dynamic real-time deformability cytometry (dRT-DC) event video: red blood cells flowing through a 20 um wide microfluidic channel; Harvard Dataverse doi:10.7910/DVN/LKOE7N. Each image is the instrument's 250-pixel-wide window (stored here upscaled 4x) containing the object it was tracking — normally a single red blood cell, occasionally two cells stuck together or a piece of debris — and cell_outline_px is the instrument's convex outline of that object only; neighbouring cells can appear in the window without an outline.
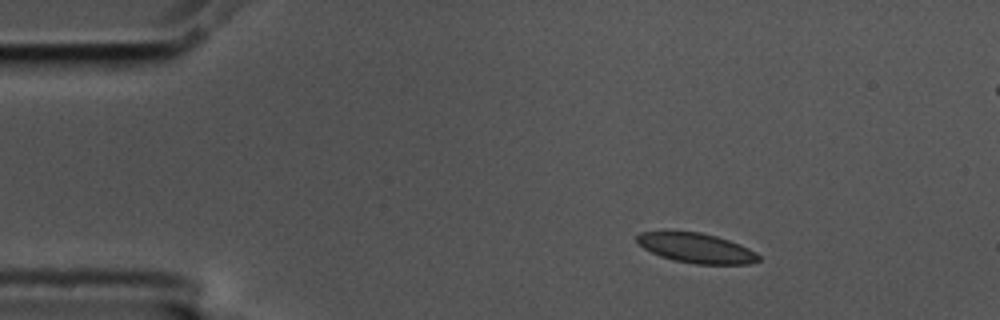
{"species": "common noctule bat (a hibernating species)", "species_latin": "Nyctalus noctula", "temperature_condition": "cold", "stored_images_in_passage": 50, "camera_frame_rate_fps": 3000, "um_per_image_px": 0.085, "animal": {"sex": "male", "body_mass_g": 17.5, "forearm_length_mm": 52.3}, "frame": {"image": 1, "passage_image": 1, "time_ms": 0.0, "image_size_px": [1000, 320], "cell_outline_px": [[760, 260], [748, 264], [696, 264], [672, 260], [660, 256], [644, 248], [636, 240], [636, 236], [640, 232], [700, 232], [716, 236], [740, 244], [756, 252], [760, 256]], "centroid_in_image_um": [59.21, 21.09], "position_along_channel_um": 25.8, "area_um2": 20.92}}
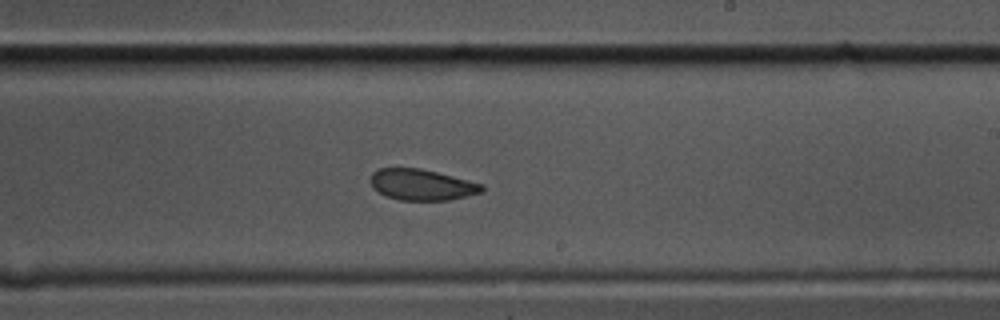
{"frame": {"image": 2, "passage_image": 26, "time_ms": 8.333, "image_size_px": [1000, 320], "cell_outline_px": [[484, 188], [480, 192], [448, 200], [400, 200], [384, 196], [372, 188], [368, 180], [372, 172], [380, 168], [420, 168], [484, 184]], "centroid_in_image_um": [35.77, 15.7], "position_along_channel_um": 253.2, "area_um2": 20.17}}
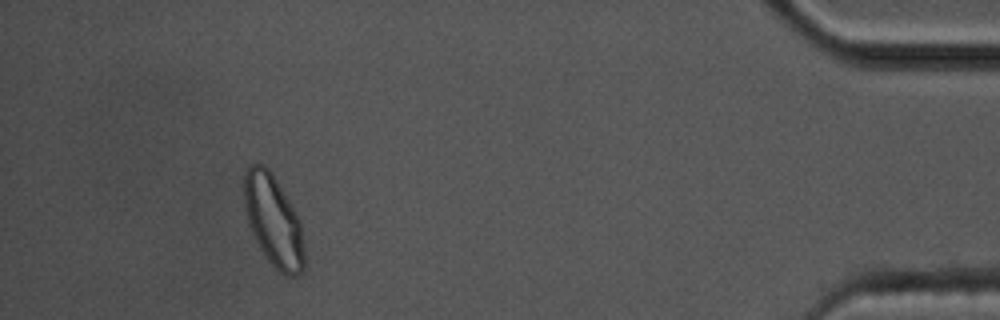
{"frame": {"image": 3, "passage_image": 45, "time_ms": 14.667, "image_size_px": [1000, 320], "cell_outline_px": [[304, 268], [296, 276], [288, 276], [280, 272], [268, 260], [260, 248], [248, 224], [244, 208], [244, 176], [248, 164], [264, 164], [272, 172], [300, 220], [304, 252]], "centroid_in_image_um": [23.22, 18.74], "position_along_channel_um": 412.0, "area_um2": 31.91}, "authors_computed_cell_mechanics": {"area_um2": 21.7328, "velocity_mm_per_s": 3.4839, "shape_relaxation_time_tau1_ms": 7.9325, "shape_relaxation_time_tau2_ms": 1.8692, "deformation_change_tau1": 0.1254, "deformation_change_tau2": 0.0483}}